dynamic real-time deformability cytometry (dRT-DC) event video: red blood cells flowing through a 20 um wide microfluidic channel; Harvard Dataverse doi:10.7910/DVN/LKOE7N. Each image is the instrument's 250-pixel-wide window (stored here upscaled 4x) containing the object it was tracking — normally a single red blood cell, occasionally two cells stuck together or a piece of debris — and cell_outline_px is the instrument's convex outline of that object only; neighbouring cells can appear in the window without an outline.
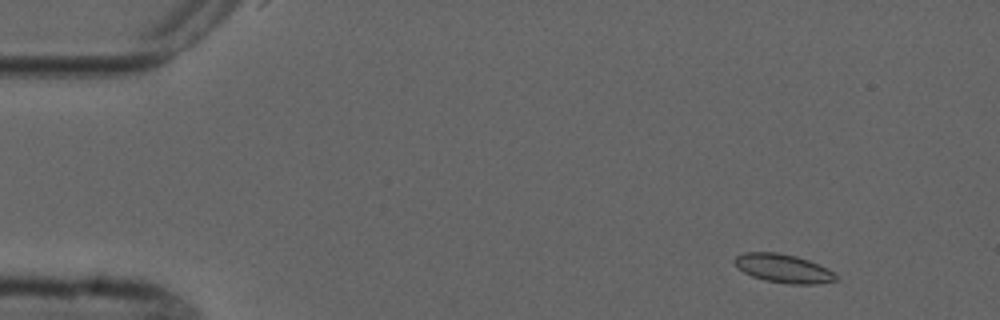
{"species": "common noctule bat (a hibernating species)", "species_latin": "Nyctalus noctula", "temperature_condition": "cold", "stored_images_in_passage": 5, "camera_frame_rate_fps": 3000, "um_per_image_px": 0.085, "animal": {"sex": "male", "forearm_length_mm": 52.5}, "frame": {"image": 1, "passage_image": 1, "time_ms": 0.0, "image_size_px": [1000, 320], "cell_outline_px": [[840, 280], [816, 284], [788, 284], [764, 280], [752, 276], [744, 272], [732, 260], [736, 256], [744, 252], [776, 252], [796, 256], [808, 260], [828, 268]], "centroid_in_image_um": [66.59, 22.82], "position_along_channel_um": 18.4, "area_um2": 16.88}}
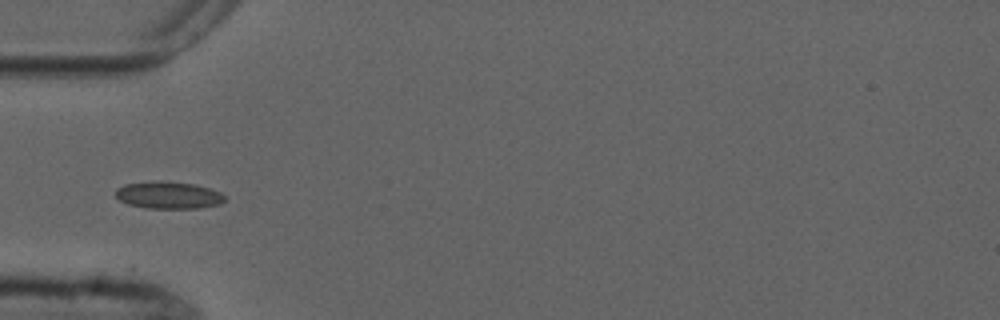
{"frame": {"image": 2, "passage_image": 4, "time_ms": 4.0, "image_size_px": [1000, 320], "cell_outline_px": [[224, 200], [220, 204], [200, 208], [148, 208], [128, 204], [120, 200], [116, 196], [116, 188], [124, 184], [156, 180], [160, 180], [196, 184], [220, 192], [224, 196]], "centroid_in_image_um": [14.3, 16.57], "position_along_channel_um": 70.7, "area_um2": 17.34}}
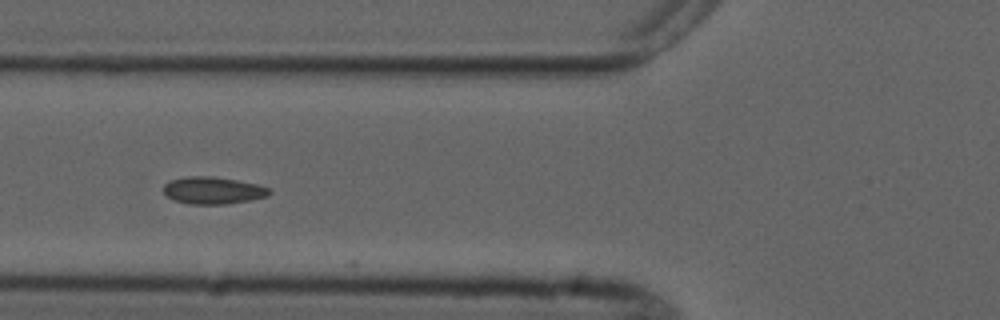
{"frame": {"image": 3, "passage_image": 5, "time_ms": 5.0, "image_size_px": [1000, 320], "cell_outline_px": [[272, 192], [268, 196], [248, 200], [224, 204], [188, 204], [172, 200], [164, 192], [164, 184], [168, 180], [184, 176], [212, 176], [236, 180], [256, 184], [272, 188]], "centroid_in_image_um": [18.08, 16.18], "position_along_channel_um": 107.7, "area_um2": 16.88}}